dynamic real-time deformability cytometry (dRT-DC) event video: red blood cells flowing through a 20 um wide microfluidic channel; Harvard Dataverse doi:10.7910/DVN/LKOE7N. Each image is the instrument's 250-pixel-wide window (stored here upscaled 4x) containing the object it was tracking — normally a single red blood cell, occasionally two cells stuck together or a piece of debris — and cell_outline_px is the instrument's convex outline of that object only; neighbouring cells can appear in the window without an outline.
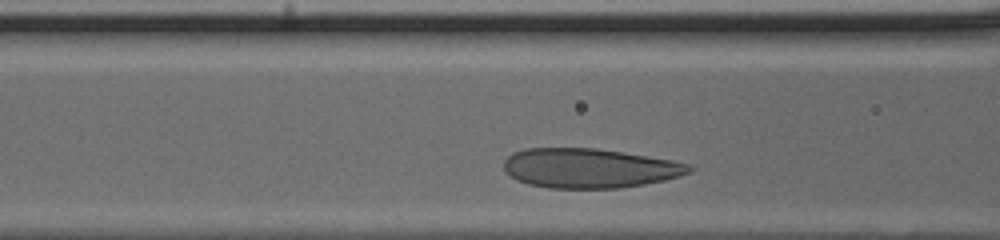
{"species": "human", "species_latin": "Homo sapiens", "temperature_condition": "cold", "stored_images_in_passage": 23, "camera_frame_rate_fps": 3000, "um_per_image_px": 0.085, "donor": {"sex": "male"}, "frame": {"image": 1, "passage_image": 5, "time_ms": 1.333, "image_size_px": [1000, 240], "cell_outline_px": [[696, 168], [692, 172], [680, 176], [664, 180], [644, 184], [620, 188], [548, 188], [528, 184], [516, 180], [504, 172], [504, 160], [512, 152], [524, 148], [596, 148], [672, 160], [688, 164]], "centroid_in_image_um": [50.08, 14.29], "position_along_channel_um": 116.5, "area_um2": 42.95}}
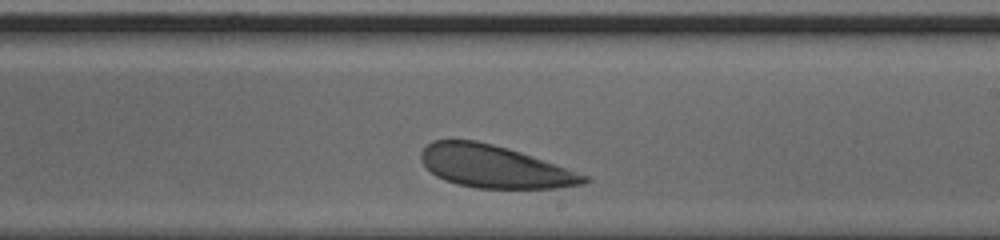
{"frame": {"image": 2, "passage_image": 14, "time_ms": 4.333, "image_size_px": [1000, 240], "cell_outline_px": [[592, 180], [584, 184], [556, 188], [476, 188], [456, 184], [444, 180], [436, 176], [420, 160], [420, 152], [432, 140], [476, 140], [508, 148], [520, 152], [588, 176]], "centroid_in_image_um": [42.0, 14.16], "position_along_channel_um": 247.0, "area_um2": 40.0}}
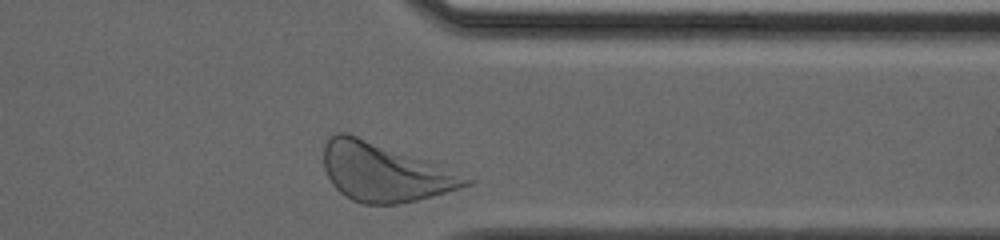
{"frame": {"image": 3, "passage_image": 23, "time_ms": 7.333, "image_size_px": [1000, 240], "cell_outline_px": [[472, 184], [416, 200], [396, 204], [360, 204], [344, 196], [332, 184], [324, 168], [324, 144], [328, 136], [336, 132], [348, 132], [472, 180]], "centroid_in_image_um": [32.51, 14.65], "position_along_channel_um": 378.9, "area_um2": 46.7}}